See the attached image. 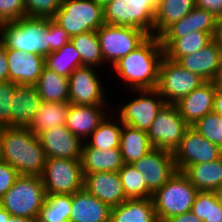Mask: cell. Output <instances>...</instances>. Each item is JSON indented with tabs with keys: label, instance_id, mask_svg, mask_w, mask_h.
<instances>
[{
	"label": "cell",
	"instance_id": "6da1fadb",
	"mask_svg": "<svg viewBox=\"0 0 222 222\" xmlns=\"http://www.w3.org/2000/svg\"><path fill=\"white\" fill-rule=\"evenodd\" d=\"M0 144V159L19 175L41 176L47 157L36 134L28 128L0 127Z\"/></svg>",
	"mask_w": 222,
	"mask_h": 222
},
{
	"label": "cell",
	"instance_id": "7a4b0ae2",
	"mask_svg": "<svg viewBox=\"0 0 222 222\" xmlns=\"http://www.w3.org/2000/svg\"><path fill=\"white\" fill-rule=\"evenodd\" d=\"M164 57L160 37L150 35L139 47L122 57L113 67L134 90L156 89L159 66Z\"/></svg>",
	"mask_w": 222,
	"mask_h": 222
},
{
	"label": "cell",
	"instance_id": "3957f363",
	"mask_svg": "<svg viewBox=\"0 0 222 222\" xmlns=\"http://www.w3.org/2000/svg\"><path fill=\"white\" fill-rule=\"evenodd\" d=\"M48 18L21 17L0 24V42L6 49L35 53L45 57L49 54L50 30Z\"/></svg>",
	"mask_w": 222,
	"mask_h": 222
},
{
	"label": "cell",
	"instance_id": "277c9868",
	"mask_svg": "<svg viewBox=\"0 0 222 222\" xmlns=\"http://www.w3.org/2000/svg\"><path fill=\"white\" fill-rule=\"evenodd\" d=\"M45 198V188L40 176L19 175L0 200V205L11 216L38 219Z\"/></svg>",
	"mask_w": 222,
	"mask_h": 222
},
{
	"label": "cell",
	"instance_id": "5b68a950",
	"mask_svg": "<svg viewBox=\"0 0 222 222\" xmlns=\"http://www.w3.org/2000/svg\"><path fill=\"white\" fill-rule=\"evenodd\" d=\"M197 192L189 178L183 172L177 171L152 194L158 221L190 212Z\"/></svg>",
	"mask_w": 222,
	"mask_h": 222
},
{
	"label": "cell",
	"instance_id": "8992f818",
	"mask_svg": "<svg viewBox=\"0 0 222 222\" xmlns=\"http://www.w3.org/2000/svg\"><path fill=\"white\" fill-rule=\"evenodd\" d=\"M52 19L72 38L97 31L104 24V10L94 0H62Z\"/></svg>",
	"mask_w": 222,
	"mask_h": 222
},
{
	"label": "cell",
	"instance_id": "52a82bcc",
	"mask_svg": "<svg viewBox=\"0 0 222 222\" xmlns=\"http://www.w3.org/2000/svg\"><path fill=\"white\" fill-rule=\"evenodd\" d=\"M104 23L154 33L156 5L151 0H112L104 8Z\"/></svg>",
	"mask_w": 222,
	"mask_h": 222
},
{
	"label": "cell",
	"instance_id": "ba28073f",
	"mask_svg": "<svg viewBox=\"0 0 222 222\" xmlns=\"http://www.w3.org/2000/svg\"><path fill=\"white\" fill-rule=\"evenodd\" d=\"M41 179L46 195H72L84 188L81 160L47 158Z\"/></svg>",
	"mask_w": 222,
	"mask_h": 222
},
{
	"label": "cell",
	"instance_id": "9c48e42d",
	"mask_svg": "<svg viewBox=\"0 0 222 222\" xmlns=\"http://www.w3.org/2000/svg\"><path fill=\"white\" fill-rule=\"evenodd\" d=\"M96 32L104 61L108 60L113 66L150 36L139 28L105 23Z\"/></svg>",
	"mask_w": 222,
	"mask_h": 222
},
{
	"label": "cell",
	"instance_id": "30bf717a",
	"mask_svg": "<svg viewBox=\"0 0 222 222\" xmlns=\"http://www.w3.org/2000/svg\"><path fill=\"white\" fill-rule=\"evenodd\" d=\"M204 82L201 77L184 69L175 61L165 56L161 59L156 90L166 104L177 103Z\"/></svg>",
	"mask_w": 222,
	"mask_h": 222
},
{
	"label": "cell",
	"instance_id": "8fae6325",
	"mask_svg": "<svg viewBox=\"0 0 222 222\" xmlns=\"http://www.w3.org/2000/svg\"><path fill=\"white\" fill-rule=\"evenodd\" d=\"M189 127L175 104H165L148 129L147 135L153 148L173 153Z\"/></svg>",
	"mask_w": 222,
	"mask_h": 222
},
{
	"label": "cell",
	"instance_id": "7c38bea8",
	"mask_svg": "<svg viewBox=\"0 0 222 222\" xmlns=\"http://www.w3.org/2000/svg\"><path fill=\"white\" fill-rule=\"evenodd\" d=\"M222 157V149L211 143L190 126L173 152L177 171L184 172L190 165L208 163Z\"/></svg>",
	"mask_w": 222,
	"mask_h": 222
},
{
	"label": "cell",
	"instance_id": "4fadbf2b",
	"mask_svg": "<svg viewBox=\"0 0 222 222\" xmlns=\"http://www.w3.org/2000/svg\"><path fill=\"white\" fill-rule=\"evenodd\" d=\"M135 91L140 92L141 96L128 102L120 109V122L148 131L158 112L166 103L156 89ZM154 97L160 99H155Z\"/></svg>",
	"mask_w": 222,
	"mask_h": 222
},
{
	"label": "cell",
	"instance_id": "5bb4252c",
	"mask_svg": "<svg viewBox=\"0 0 222 222\" xmlns=\"http://www.w3.org/2000/svg\"><path fill=\"white\" fill-rule=\"evenodd\" d=\"M133 166L144 178L147 188L154 193L160 189L176 172L173 153L153 148Z\"/></svg>",
	"mask_w": 222,
	"mask_h": 222
},
{
	"label": "cell",
	"instance_id": "9a60e30c",
	"mask_svg": "<svg viewBox=\"0 0 222 222\" xmlns=\"http://www.w3.org/2000/svg\"><path fill=\"white\" fill-rule=\"evenodd\" d=\"M95 66H82L69 75V103L76 105H104L102 84Z\"/></svg>",
	"mask_w": 222,
	"mask_h": 222
},
{
	"label": "cell",
	"instance_id": "2e32d148",
	"mask_svg": "<svg viewBox=\"0 0 222 222\" xmlns=\"http://www.w3.org/2000/svg\"><path fill=\"white\" fill-rule=\"evenodd\" d=\"M47 158L81 160L82 140L65 125L54 127L37 134Z\"/></svg>",
	"mask_w": 222,
	"mask_h": 222
},
{
	"label": "cell",
	"instance_id": "e0dca14e",
	"mask_svg": "<svg viewBox=\"0 0 222 222\" xmlns=\"http://www.w3.org/2000/svg\"><path fill=\"white\" fill-rule=\"evenodd\" d=\"M216 88L215 81H205L175 103L181 117L189 126H193L206 114L213 112Z\"/></svg>",
	"mask_w": 222,
	"mask_h": 222
},
{
	"label": "cell",
	"instance_id": "ac0fdd59",
	"mask_svg": "<svg viewBox=\"0 0 222 222\" xmlns=\"http://www.w3.org/2000/svg\"><path fill=\"white\" fill-rule=\"evenodd\" d=\"M9 81L17 85H35L45 67V57L35 53L6 49Z\"/></svg>",
	"mask_w": 222,
	"mask_h": 222
},
{
	"label": "cell",
	"instance_id": "d6986e66",
	"mask_svg": "<svg viewBox=\"0 0 222 222\" xmlns=\"http://www.w3.org/2000/svg\"><path fill=\"white\" fill-rule=\"evenodd\" d=\"M84 189L111 207L127 200L118 172H96L84 176Z\"/></svg>",
	"mask_w": 222,
	"mask_h": 222
},
{
	"label": "cell",
	"instance_id": "ffe728a7",
	"mask_svg": "<svg viewBox=\"0 0 222 222\" xmlns=\"http://www.w3.org/2000/svg\"><path fill=\"white\" fill-rule=\"evenodd\" d=\"M176 63L198 75L204 81H215L222 63V50L212 40L201 50L180 57Z\"/></svg>",
	"mask_w": 222,
	"mask_h": 222
},
{
	"label": "cell",
	"instance_id": "44dd1931",
	"mask_svg": "<svg viewBox=\"0 0 222 222\" xmlns=\"http://www.w3.org/2000/svg\"><path fill=\"white\" fill-rule=\"evenodd\" d=\"M42 102L34 85H17L11 101L10 127L28 128Z\"/></svg>",
	"mask_w": 222,
	"mask_h": 222
},
{
	"label": "cell",
	"instance_id": "7402d4cb",
	"mask_svg": "<svg viewBox=\"0 0 222 222\" xmlns=\"http://www.w3.org/2000/svg\"><path fill=\"white\" fill-rule=\"evenodd\" d=\"M71 208L69 222H111L112 207L84 188L72 194Z\"/></svg>",
	"mask_w": 222,
	"mask_h": 222
},
{
	"label": "cell",
	"instance_id": "603a6c76",
	"mask_svg": "<svg viewBox=\"0 0 222 222\" xmlns=\"http://www.w3.org/2000/svg\"><path fill=\"white\" fill-rule=\"evenodd\" d=\"M104 106L70 104L65 126L76 137L84 141V138L90 137L105 119Z\"/></svg>",
	"mask_w": 222,
	"mask_h": 222
},
{
	"label": "cell",
	"instance_id": "cb8c5ba5",
	"mask_svg": "<svg viewBox=\"0 0 222 222\" xmlns=\"http://www.w3.org/2000/svg\"><path fill=\"white\" fill-rule=\"evenodd\" d=\"M218 18L205 9L195 7L180 21L169 26L160 39H177L192 32H204L213 36Z\"/></svg>",
	"mask_w": 222,
	"mask_h": 222
},
{
	"label": "cell",
	"instance_id": "d4e9b609",
	"mask_svg": "<svg viewBox=\"0 0 222 222\" xmlns=\"http://www.w3.org/2000/svg\"><path fill=\"white\" fill-rule=\"evenodd\" d=\"M81 165L85 176L96 172H118L124 162L120 148L99 150L85 143L82 148Z\"/></svg>",
	"mask_w": 222,
	"mask_h": 222
},
{
	"label": "cell",
	"instance_id": "484cf974",
	"mask_svg": "<svg viewBox=\"0 0 222 222\" xmlns=\"http://www.w3.org/2000/svg\"><path fill=\"white\" fill-rule=\"evenodd\" d=\"M111 222H159L152 198L127 199L112 207Z\"/></svg>",
	"mask_w": 222,
	"mask_h": 222
},
{
	"label": "cell",
	"instance_id": "4316f807",
	"mask_svg": "<svg viewBox=\"0 0 222 222\" xmlns=\"http://www.w3.org/2000/svg\"><path fill=\"white\" fill-rule=\"evenodd\" d=\"M120 135V152L124 164H133L153 149L147 131L122 124Z\"/></svg>",
	"mask_w": 222,
	"mask_h": 222
},
{
	"label": "cell",
	"instance_id": "83f0119b",
	"mask_svg": "<svg viewBox=\"0 0 222 222\" xmlns=\"http://www.w3.org/2000/svg\"><path fill=\"white\" fill-rule=\"evenodd\" d=\"M195 7H196L195 0L160 1L156 5V11L154 15L153 36L159 37L169 26H171L173 23L177 21H180Z\"/></svg>",
	"mask_w": 222,
	"mask_h": 222
},
{
	"label": "cell",
	"instance_id": "f1b7e54d",
	"mask_svg": "<svg viewBox=\"0 0 222 222\" xmlns=\"http://www.w3.org/2000/svg\"><path fill=\"white\" fill-rule=\"evenodd\" d=\"M162 48L164 49V56L172 61H177L180 57L195 53L213 39L212 35L204 32H192L186 36L177 39H160Z\"/></svg>",
	"mask_w": 222,
	"mask_h": 222
},
{
	"label": "cell",
	"instance_id": "f546056e",
	"mask_svg": "<svg viewBox=\"0 0 222 222\" xmlns=\"http://www.w3.org/2000/svg\"><path fill=\"white\" fill-rule=\"evenodd\" d=\"M198 191H215L222 185V157L218 160L190 165L183 172Z\"/></svg>",
	"mask_w": 222,
	"mask_h": 222
},
{
	"label": "cell",
	"instance_id": "4dcf8cb0",
	"mask_svg": "<svg viewBox=\"0 0 222 222\" xmlns=\"http://www.w3.org/2000/svg\"><path fill=\"white\" fill-rule=\"evenodd\" d=\"M34 86L42 101L69 102V77L44 67Z\"/></svg>",
	"mask_w": 222,
	"mask_h": 222
},
{
	"label": "cell",
	"instance_id": "1f68e13d",
	"mask_svg": "<svg viewBox=\"0 0 222 222\" xmlns=\"http://www.w3.org/2000/svg\"><path fill=\"white\" fill-rule=\"evenodd\" d=\"M69 105V102L43 101L28 129L37 135L40 131L65 125Z\"/></svg>",
	"mask_w": 222,
	"mask_h": 222
},
{
	"label": "cell",
	"instance_id": "d6a6232c",
	"mask_svg": "<svg viewBox=\"0 0 222 222\" xmlns=\"http://www.w3.org/2000/svg\"><path fill=\"white\" fill-rule=\"evenodd\" d=\"M45 67L59 75L69 77L75 69L82 67L80 53L69 41L62 48L45 56Z\"/></svg>",
	"mask_w": 222,
	"mask_h": 222
},
{
	"label": "cell",
	"instance_id": "836d02e7",
	"mask_svg": "<svg viewBox=\"0 0 222 222\" xmlns=\"http://www.w3.org/2000/svg\"><path fill=\"white\" fill-rule=\"evenodd\" d=\"M72 195H46L38 219L41 222H69Z\"/></svg>",
	"mask_w": 222,
	"mask_h": 222
},
{
	"label": "cell",
	"instance_id": "e575fe53",
	"mask_svg": "<svg viewBox=\"0 0 222 222\" xmlns=\"http://www.w3.org/2000/svg\"><path fill=\"white\" fill-rule=\"evenodd\" d=\"M74 48L80 53L82 66H97L104 62L96 31H89L70 38Z\"/></svg>",
	"mask_w": 222,
	"mask_h": 222
},
{
	"label": "cell",
	"instance_id": "d590c367",
	"mask_svg": "<svg viewBox=\"0 0 222 222\" xmlns=\"http://www.w3.org/2000/svg\"><path fill=\"white\" fill-rule=\"evenodd\" d=\"M191 212L203 222H222V205L213 191H198Z\"/></svg>",
	"mask_w": 222,
	"mask_h": 222
},
{
	"label": "cell",
	"instance_id": "8d00e7d4",
	"mask_svg": "<svg viewBox=\"0 0 222 222\" xmlns=\"http://www.w3.org/2000/svg\"><path fill=\"white\" fill-rule=\"evenodd\" d=\"M118 173L127 199L152 198L153 193L133 164H124Z\"/></svg>",
	"mask_w": 222,
	"mask_h": 222
},
{
	"label": "cell",
	"instance_id": "74e56055",
	"mask_svg": "<svg viewBox=\"0 0 222 222\" xmlns=\"http://www.w3.org/2000/svg\"><path fill=\"white\" fill-rule=\"evenodd\" d=\"M122 127L116 122H109L106 118L100 123L97 129L90 135L92 140L87 144L99 150H110L120 147V135Z\"/></svg>",
	"mask_w": 222,
	"mask_h": 222
},
{
	"label": "cell",
	"instance_id": "f35d334b",
	"mask_svg": "<svg viewBox=\"0 0 222 222\" xmlns=\"http://www.w3.org/2000/svg\"><path fill=\"white\" fill-rule=\"evenodd\" d=\"M192 127L222 149V116L211 112L199 119Z\"/></svg>",
	"mask_w": 222,
	"mask_h": 222
},
{
	"label": "cell",
	"instance_id": "ab89813d",
	"mask_svg": "<svg viewBox=\"0 0 222 222\" xmlns=\"http://www.w3.org/2000/svg\"><path fill=\"white\" fill-rule=\"evenodd\" d=\"M25 16L53 18L59 10L62 0H24Z\"/></svg>",
	"mask_w": 222,
	"mask_h": 222
},
{
	"label": "cell",
	"instance_id": "60d3db41",
	"mask_svg": "<svg viewBox=\"0 0 222 222\" xmlns=\"http://www.w3.org/2000/svg\"><path fill=\"white\" fill-rule=\"evenodd\" d=\"M16 83L0 81V127H10L11 101Z\"/></svg>",
	"mask_w": 222,
	"mask_h": 222
},
{
	"label": "cell",
	"instance_id": "b9f144b4",
	"mask_svg": "<svg viewBox=\"0 0 222 222\" xmlns=\"http://www.w3.org/2000/svg\"><path fill=\"white\" fill-rule=\"evenodd\" d=\"M25 17L24 0H0V24Z\"/></svg>",
	"mask_w": 222,
	"mask_h": 222
},
{
	"label": "cell",
	"instance_id": "7bdbcfd3",
	"mask_svg": "<svg viewBox=\"0 0 222 222\" xmlns=\"http://www.w3.org/2000/svg\"><path fill=\"white\" fill-rule=\"evenodd\" d=\"M47 28L50 30L49 36V54L62 48L70 41L67 32L60 27L52 18H48Z\"/></svg>",
	"mask_w": 222,
	"mask_h": 222
},
{
	"label": "cell",
	"instance_id": "ee69618b",
	"mask_svg": "<svg viewBox=\"0 0 222 222\" xmlns=\"http://www.w3.org/2000/svg\"><path fill=\"white\" fill-rule=\"evenodd\" d=\"M19 173L9 163L0 159V200L14 185Z\"/></svg>",
	"mask_w": 222,
	"mask_h": 222
},
{
	"label": "cell",
	"instance_id": "f6af8a7d",
	"mask_svg": "<svg viewBox=\"0 0 222 222\" xmlns=\"http://www.w3.org/2000/svg\"><path fill=\"white\" fill-rule=\"evenodd\" d=\"M198 8L205 9L216 18H222V0H195Z\"/></svg>",
	"mask_w": 222,
	"mask_h": 222
},
{
	"label": "cell",
	"instance_id": "bcb514c9",
	"mask_svg": "<svg viewBox=\"0 0 222 222\" xmlns=\"http://www.w3.org/2000/svg\"><path fill=\"white\" fill-rule=\"evenodd\" d=\"M0 81H9V64L6 48L0 42Z\"/></svg>",
	"mask_w": 222,
	"mask_h": 222
},
{
	"label": "cell",
	"instance_id": "7dc6e473",
	"mask_svg": "<svg viewBox=\"0 0 222 222\" xmlns=\"http://www.w3.org/2000/svg\"><path fill=\"white\" fill-rule=\"evenodd\" d=\"M161 222H203V221L190 211L177 216L169 217L167 219H163Z\"/></svg>",
	"mask_w": 222,
	"mask_h": 222
},
{
	"label": "cell",
	"instance_id": "c3c4849f",
	"mask_svg": "<svg viewBox=\"0 0 222 222\" xmlns=\"http://www.w3.org/2000/svg\"><path fill=\"white\" fill-rule=\"evenodd\" d=\"M213 112L222 116V89L216 88Z\"/></svg>",
	"mask_w": 222,
	"mask_h": 222
},
{
	"label": "cell",
	"instance_id": "681fc988",
	"mask_svg": "<svg viewBox=\"0 0 222 222\" xmlns=\"http://www.w3.org/2000/svg\"><path fill=\"white\" fill-rule=\"evenodd\" d=\"M213 41L222 50V18L217 20L215 32L212 36Z\"/></svg>",
	"mask_w": 222,
	"mask_h": 222
},
{
	"label": "cell",
	"instance_id": "f907efd6",
	"mask_svg": "<svg viewBox=\"0 0 222 222\" xmlns=\"http://www.w3.org/2000/svg\"><path fill=\"white\" fill-rule=\"evenodd\" d=\"M5 222H36V219H29V218L20 217V216H11L5 210Z\"/></svg>",
	"mask_w": 222,
	"mask_h": 222
},
{
	"label": "cell",
	"instance_id": "816d5d0a",
	"mask_svg": "<svg viewBox=\"0 0 222 222\" xmlns=\"http://www.w3.org/2000/svg\"><path fill=\"white\" fill-rule=\"evenodd\" d=\"M215 83L218 88L222 89V63H221L220 69H219L218 76L215 79Z\"/></svg>",
	"mask_w": 222,
	"mask_h": 222
},
{
	"label": "cell",
	"instance_id": "f5cc1de1",
	"mask_svg": "<svg viewBox=\"0 0 222 222\" xmlns=\"http://www.w3.org/2000/svg\"><path fill=\"white\" fill-rule=\"evenodd\" d=\"M214 192L217 196V199L220 201L222 205V185L219 188H217Z\"/></svg>",
	"mask_w": 222,
	"mask_h": 222
},
{
	"label": "cell",
	"instance_id": "db71d44e",
	"mask_svg": "<svg viewBox=\"0 0 222 222\" xmlns=\"http://www.w3.org/2000/svg\"><path fill=\"white\" fill-rule=\"evenodd\" d=\"M0 222H5V209L0 205Z\"/></svg>",
	"mask_w": 222,
	"mask_h": 222
},
{
	"label": "cell",
	"instance_id": "11a10c76",
	"mask_svg": "<svg viewBox=\"0 0 222 222\" xmlns=\"http://www.w3.org/2000/svg\"><path fill=\"white\" fill-rule=\"evenodd\" d=\"M94 1L104 8L112 0H94Z\"/></svg>",
	"mask_w": 222,
	"mask_h": 222
},
{
	"label": "cell",
	"instance_id": "9f6ffc18",
	"mask_svg": "<svg viewBox=\"0 0 222 222\" xmlns=\"http://www.w3.org/2000/svg\"><path fill=\"white\" fill-rule=\"evenodd\" d=\"M155 5H157L162 0H151Z\"/></svg>",
	"mask_w": 222,
	"mask_h": 222
}]
</instances>
